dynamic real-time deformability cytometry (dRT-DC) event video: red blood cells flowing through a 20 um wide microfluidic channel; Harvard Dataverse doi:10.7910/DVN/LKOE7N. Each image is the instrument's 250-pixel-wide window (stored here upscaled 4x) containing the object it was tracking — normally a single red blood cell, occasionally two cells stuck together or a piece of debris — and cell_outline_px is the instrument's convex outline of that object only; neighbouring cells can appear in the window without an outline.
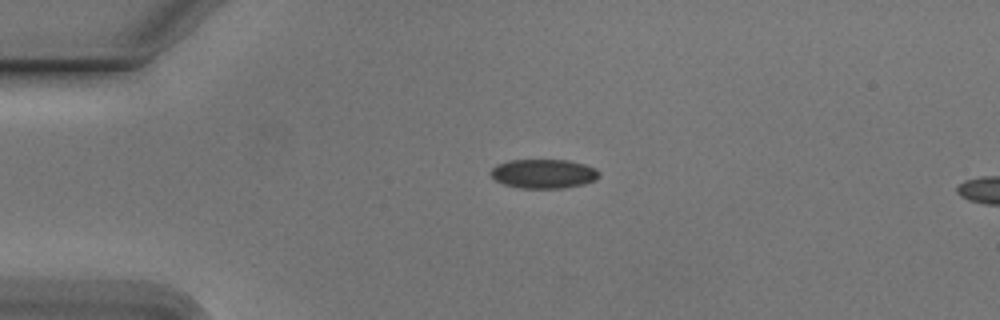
{"species": "Egyptian fruit bat (a non-hibernating species)", "species_latin": "Rousettus aegyptiacus", "temperature_condition": "cold", "stored_images_in_passage": 38, "camera_frame_rate_fps": 3000, "um_per_image_px": 0.085, "animal": {"sex": "male"}, "frame": {"image": 1, "passage_image": 1, "time_ms": 0.0, "image_size_px": [1000, 320], "cell_outline_px": [[600, 176], [596, 180], [584, 184], [560, 188], [520, 188], [504, 184], [496, 180], [488, 172], [496, 164], [508, 160], [568, 160], [584, 164], [596, 168], [600, 172]], "centroid_in_image_um": [46.21, 14.76], "position_along_channel_um": 38.8, "area_um2": 18.55}}
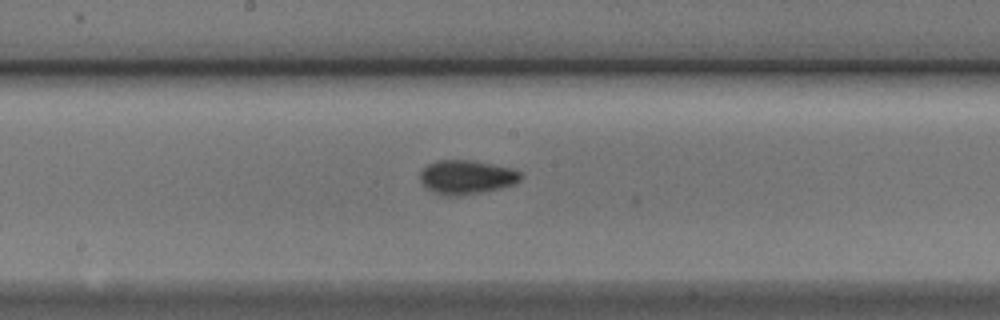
{"frame": {"image": 2, "passage_image": 17, "time_ms": 5.333, "image_size_px": [1000, 320], "cell_outline_px": [[524, 176], [516, 184], [484, 192], [456, 196], [444, 196], [432, 192], [420, 180], [420, 172], [428, 164], [436, 160], [472, 160], [512, 168], [520, 172]], "centroid_in_image_um": [39.68, 15.06], "position_along_channel_um": 208.5, "area_um2": 20.11}}
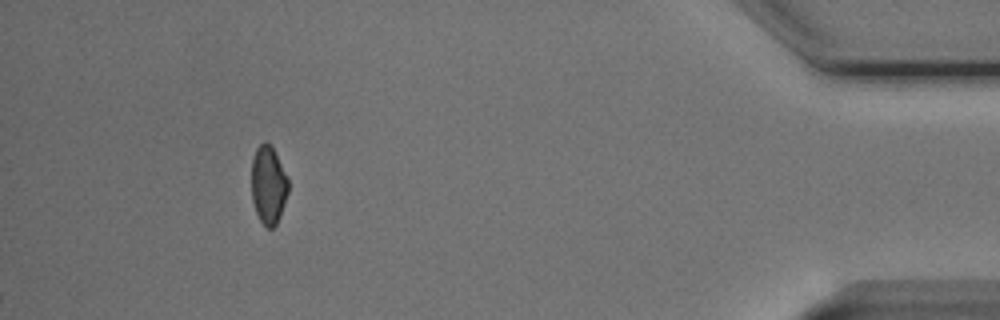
{"frame": {"image": 3, "passage_image": 38, "time_ms": 12.333, "image_size_px": [1000, 320], "cell_outline_px": [[288, 192], [280, 216], [276, 224], [272, 228], [268, 228], [260, 220], [256, 212], [252, 200], [252, 160], [256, 148], [264, 140], [272, 144], [288, 180]], "centroid_in_image_um": [22.81, 15.69], "position_along_channel_um": 412.4, "area_um2": 16.7}, "authors_computed_cell_mechanics": {"area_um2": 18.5249, "velocity_mm_per_s": 3.786, "shape_relaxation_time_tau1_ms": 2.9296, "shape_relaxation_time_tau2_ms": 2.7576, "deformation_change_tau1": 0.0828, "deformation_change_tau2": 0.0499}}